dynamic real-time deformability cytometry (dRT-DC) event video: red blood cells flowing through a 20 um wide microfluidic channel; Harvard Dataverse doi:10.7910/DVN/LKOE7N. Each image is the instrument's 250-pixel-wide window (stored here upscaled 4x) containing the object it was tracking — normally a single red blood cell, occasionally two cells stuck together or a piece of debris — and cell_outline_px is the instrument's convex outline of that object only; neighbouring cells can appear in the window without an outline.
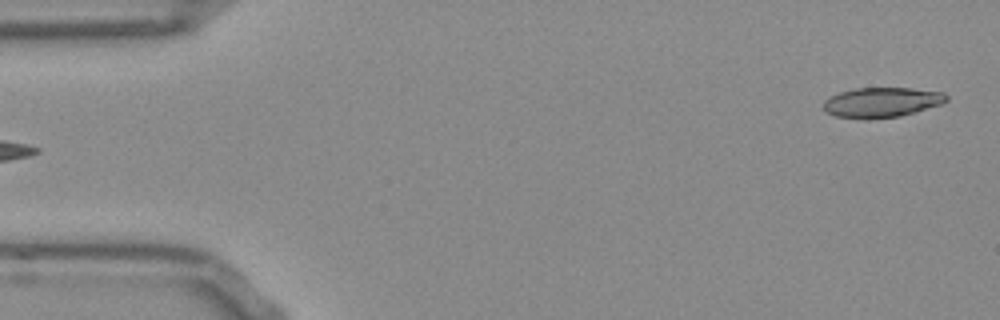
{"species": "Egyptian fruit bat (a non-hibernating species)", "species_latin": "Rousettus aegyptiacus", "temperature_condition": "room temperature", "stored_images_in_passage": 9, "camera_frame_rate_fps": 3000, "um_per_image_px": 0.085, "frame": {"image": 1, "passage_image": 1, "time_ms": 0.0, "image_size_px": [1000, 320], "cell_outline_px": [[948, 100], [944, 104], [916, 112], [900, 116], [868, 120], [836, 116], [824, 112], [824, 100], [840, 92], [856, 88], [912, 88], [944, 92], [948, 96]], "centroid_in_image_um": [74.98, 8.71], "position_along_channel_um": 10.0, "area_um2": 21.79}}